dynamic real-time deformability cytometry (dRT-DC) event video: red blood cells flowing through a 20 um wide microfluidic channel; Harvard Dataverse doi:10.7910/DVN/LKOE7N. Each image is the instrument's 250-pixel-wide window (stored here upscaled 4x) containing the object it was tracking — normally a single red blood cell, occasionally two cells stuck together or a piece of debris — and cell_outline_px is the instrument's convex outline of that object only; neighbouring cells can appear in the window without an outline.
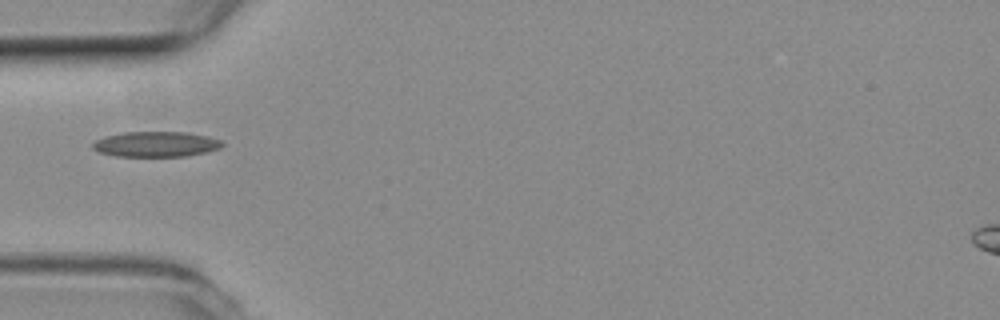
{"species": "common noctule bat (a hibernating species)", "species_latin": "Nyctalus noctula", "temperature_condition": "room temperature", "stored_images_in_passage": 1, "camera_frame_rate_fps": 3000, "um_per_image_px": 0.085, "animal": {"sex": "female", "body_mass_g": 19.3, "forearm_length_mm": 54.1}, "frame": {"image": 1, "passage_image": 1, "time_ms": 0.0, "image_size_px": [1000, 320], "cell_outline_px": [[224, 144], [220, 148], [188, 156], [116, 156], [100, 152], [92, 148], [92, 144], [96, 140], [104, 136], [124, 132], [184, 132], [208, 136], [220, 140]], "centroid_in_image_um": [13.24, 12.25], "position_along_channel_um": 71.8, "area_um2": 19.02}}